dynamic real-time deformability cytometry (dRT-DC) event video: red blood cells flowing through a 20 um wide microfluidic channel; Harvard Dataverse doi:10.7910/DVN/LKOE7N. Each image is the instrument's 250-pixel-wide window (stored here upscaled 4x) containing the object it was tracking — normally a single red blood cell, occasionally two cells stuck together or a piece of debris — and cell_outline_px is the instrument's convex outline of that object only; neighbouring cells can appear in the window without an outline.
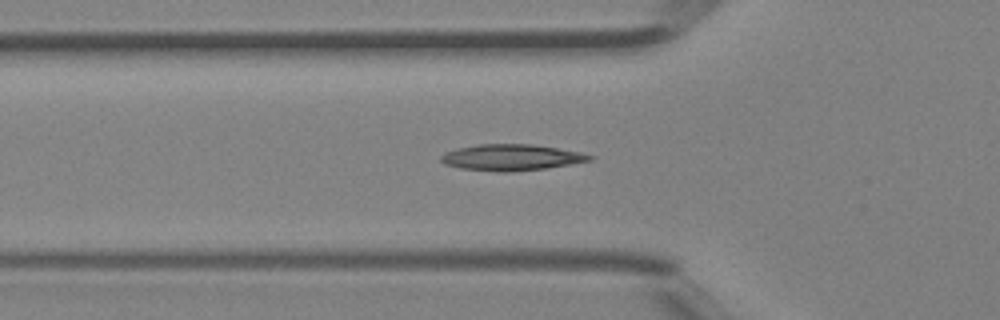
{"species": "Egyptian fruit bat (a non-hibernating species)", "species_latin": "Rousettus aegyptiacus", "temperature_condition": "room temperature", "stored_images_in_passage": 34, "camera_frame_rate_fps": 3000, "um_per_image_px": 0.085, "animal": {"sex": "female"}, "frame": {"image": 1, "passage_image": 7, "time_ms": 2.0, "image_size_px": [1000, 320], "cell_outline_px": [[596, 156], [592, 160], [572, 164], [548, 168], [512, 172], [500, 172], [460, 168], [444, 164], [440, 160], [440, 156], [444, 152], [456, 148], [480, 144], [532, 144], [580, 152]], "centroid_in_image_um": [43.46, 13.38], "position_along_channel_um": 82.3, "area_um2": 22.89}}
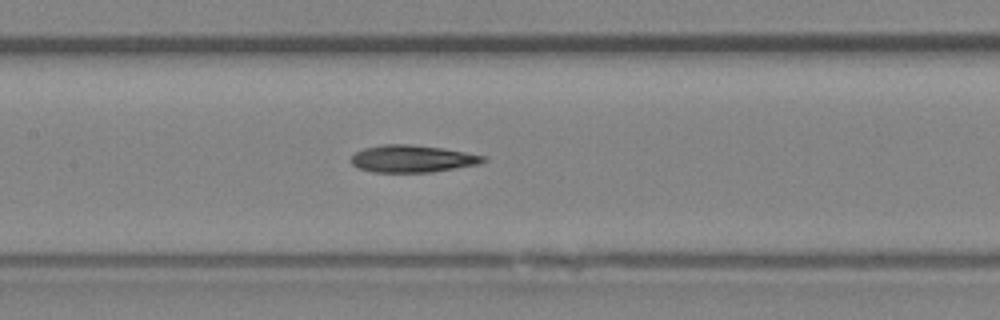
{"frame": {"image": 2, "passage_image": 13, "time_ms": 4.0, "image_size_px": [1000, 320], "cell_outline_px": [[484, 160], [480, 164], [432, 172], [372, 172], [360, 168], [352, 164], [352, 156], [356, 152], [364, 148], [384, 144], [408, 144], [440, 148], [464, 152], [484, 156]], "centroid_in_image_um": [35.02, 13.5], "position_along_channel_um": 172.4, "area_um2": 20.63}}
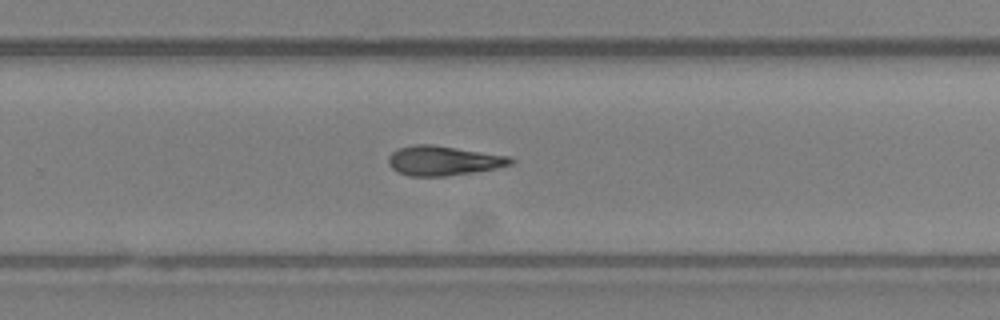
{"frame": {"image": 3, "passage_image": 21, "time_ms": 6.667, "image_size_px": [1000, 320], "cell_outline_px": [[516, 160], [512, 164], [496, 168], [472, 172], [444, 176], [412, 176], [400, 172], [392, 168], [388, 164], [388, 156], [396, 148], [412, 144], [432, 144], [512, 156]], "centroid_in_image_um": [37.7, 13.63], "position_along_channel_um": 292.1, "area_um2": 21.21}, "authors_computed_cell_mechanics": {"area_um2": 21.1837, "velocity_mm_per_s": 4.5079, "shape_relaxation_time_tau1_ms": 7.524, "shape_relaxation_time_tau2_ms": null, "deformation_change_tau1": 0.1652, "deformation_change_tau2": null}}